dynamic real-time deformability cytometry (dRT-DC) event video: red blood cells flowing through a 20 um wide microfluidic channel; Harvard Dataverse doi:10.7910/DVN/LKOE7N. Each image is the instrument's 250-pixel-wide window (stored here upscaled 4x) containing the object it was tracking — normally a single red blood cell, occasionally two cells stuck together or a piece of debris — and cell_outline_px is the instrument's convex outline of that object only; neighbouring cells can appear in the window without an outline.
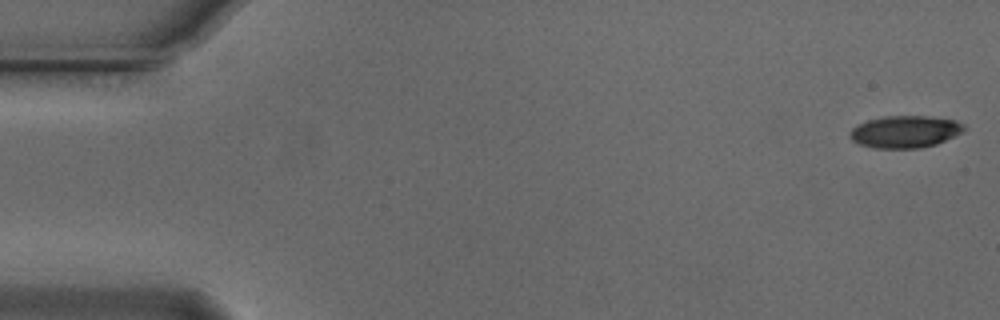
{"species": "Egyptian fruit bat (a non-hibernating species)", "species_latin": "Rousettus aegyptiacus", "temperature_condition": "cold", "stored_images_in_passage": 16, "camera_frame_rate_fps": 3000, "um_per_image_px": 0.085, "animal": {"sex": "male"}, "frame": {"image": 1, "passage_image": 1, "time_ms": 0.0, "image_size_px": [1000, 320], "cell_outline_px": [[964, 128], [960, 132], [936, 144], [920, 148], [872, 148], [860, 144], [852, 140], [848, 136], [852, 128], [868, 120], [884, 116], [928, 116], [956, 120], [964, 124]], "centroid_in_image_um": [76.89, 11.19], "position_along_channel_um": 8.1, "area_um2": 21.15}}
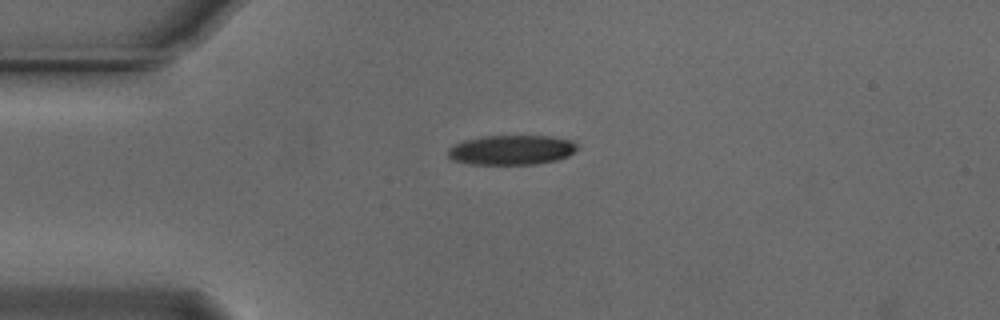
{"frame": {"image": 2, "passage_image": 13, "time_ms": 4.0, "image_size_px": [1000, 320], "cell_outline_px": [[580, 148], [568, 156], [556, 160], [536, 164], [468, 164], [452, 160], [448, 156], [448, 148], [464, 140], [484, 136], [552, 136], [572, 140], [580, 144]], "centroid_in_image_um": [43.53, 12.74], "position_along_channel_um": 41.5, "area_um2": 22.6}}